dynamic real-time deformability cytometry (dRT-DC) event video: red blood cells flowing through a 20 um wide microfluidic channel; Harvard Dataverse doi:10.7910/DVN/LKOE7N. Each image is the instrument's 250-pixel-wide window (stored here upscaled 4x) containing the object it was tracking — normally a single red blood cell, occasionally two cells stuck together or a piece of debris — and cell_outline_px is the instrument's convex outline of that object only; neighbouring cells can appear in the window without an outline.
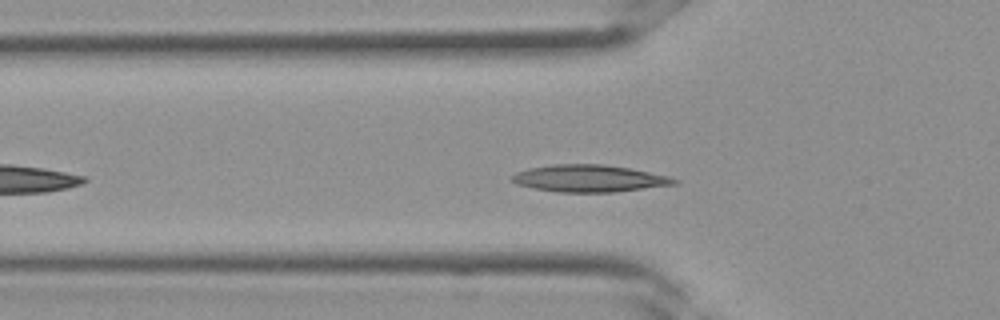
{"species": "Egyptian fruit bat (a non-hibernating species)", "species_latin": "Rousettus aegyptiacus", "temperature_condition": "room temperature", "stored_images_in_passage": 26, "camera_frame_rate_fps": 3000, "um_per_image_px": 0.085, "frame": {"image": 1, "passage_image": 5, "time_ms": 1.333, "image_size_px": [1000, 320], "cell_outline_px": [[680, 180], [676, 184], [612, 192], [560, 192], [536, 188], [516, 184], [512, 180], [512, 176], [516, 172], [528, 168], [552, 164], [604, 164], [628, 168], [668, 176]], "centroid_in_image_um": [50.07, 15.16], "position_along_channel_um": 75.7, "area_um2": 25.32}}
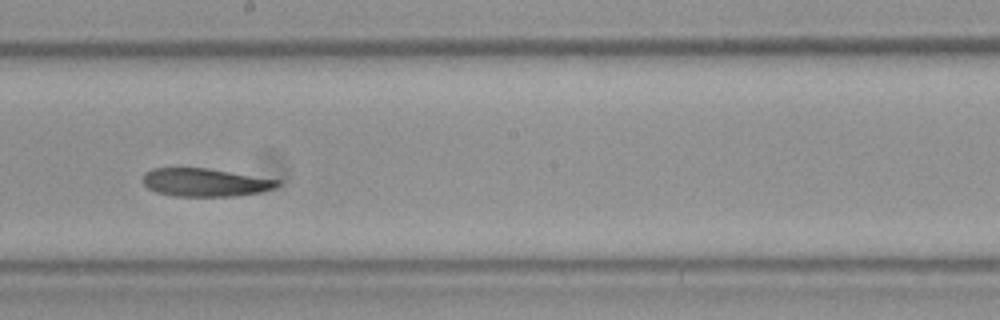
{"frame": {"image": 2, "passage_image": 13, "time_ms": 4.0, "image_size_px": [1000, 320], "cell_outline_px": [[280, 184], [276, 188], [260, 192], [236, 196], [176, 196], [156, 192], [148, 188], [140, 180], [144, 172], [152, 168], [208, 168], [280, 180]], "centroid_in_image_um": [17.41, 15.5], "position_along_channel_um": 230.8, "area_um2": 22.2}}
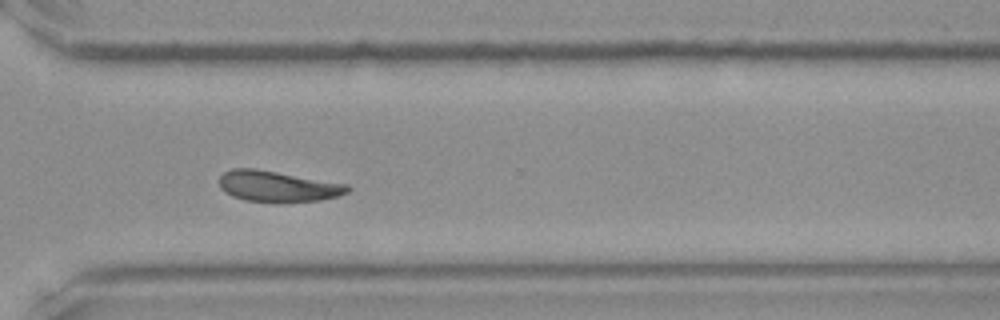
{"frame": {"image": 3, "passage_image": 19, "time_ms": 6.0, "image_size_px": [1000, 320], "cell_outline_px": [[352, 188], [348, 192], [340, 196], [320, 200], [244, 200], [232, 196], [224, 192], [220, 188], [220, 176], [224, 172], [232, 168], [256, 168], [348, 184]], "centroid_in_image_um": [23.61, 15.8], "position_along_channel_um": 347.0, "area_um2": 22.66}}